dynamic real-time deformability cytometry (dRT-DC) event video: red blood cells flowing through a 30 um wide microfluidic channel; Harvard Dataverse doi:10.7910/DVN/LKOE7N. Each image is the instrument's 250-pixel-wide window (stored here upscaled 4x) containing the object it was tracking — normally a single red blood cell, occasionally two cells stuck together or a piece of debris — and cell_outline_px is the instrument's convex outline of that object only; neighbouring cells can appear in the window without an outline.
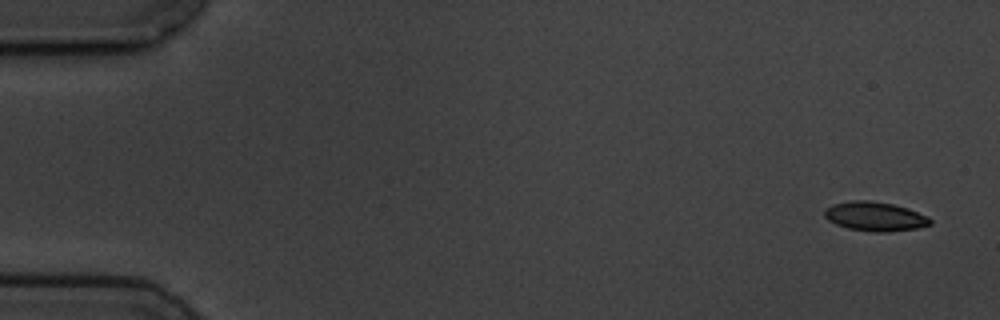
{"species": "common noctule bat (a hibernating species)", "species_latin": "Nyctalus noctula", "temperature_condition": "cold", "stored_images_in_passage": 5, "camera_frame_rate_fps": 3000, "um_per_image_px": 0.085, "animal": {"sex": "male", "body_mass_g": 19.5, "forearm_length_mm": 54.6}, "frame": {"image": 1, "passage_image": 1, "time_ms": 0.0, "image_size_px": [1000, 320], "cell_outline_px": [[932, 224], [916, 228], [888, 232], [876, 232], [848, 228], [836, 224], [828, 220], [824, 216], [824, 212], [832, 204], [852, 200], [868, 200], [892, 204], [908, 208], [928, 216], [932, 220]], "centroid_in_image_um": [74.39, 18.39], "position_along_channel_um": 10.6, "area_um2": 17.92}}
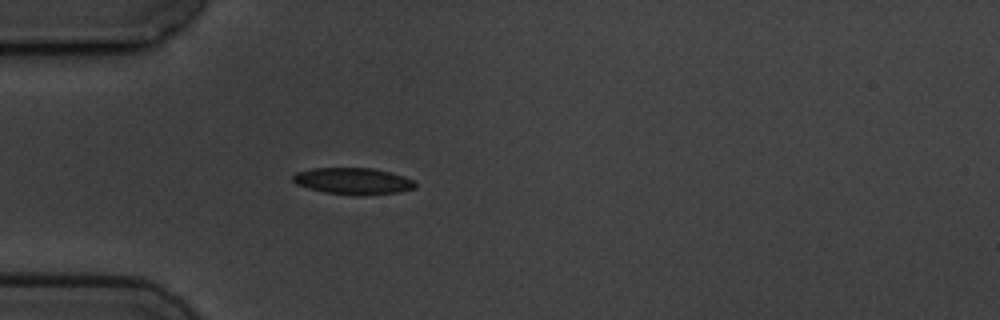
{"frame": {"image": 2, "passage_image": 5, "time_ms": 4.667, "image_size_px": [1000, 320], "cell_outline_px": [[416, 188], [400, 192], [360, 196], [356, 196], [324, 192], [308, 188], [296, 184], [292, 180], [292, 176], [296, 172], [312, 168], [372, 168], [404, 176], [416, 180]], "centroid_in_image_um": [30.03, 15.4], "position_along_channel_um": 55.0, "area_um2": 19.19}}